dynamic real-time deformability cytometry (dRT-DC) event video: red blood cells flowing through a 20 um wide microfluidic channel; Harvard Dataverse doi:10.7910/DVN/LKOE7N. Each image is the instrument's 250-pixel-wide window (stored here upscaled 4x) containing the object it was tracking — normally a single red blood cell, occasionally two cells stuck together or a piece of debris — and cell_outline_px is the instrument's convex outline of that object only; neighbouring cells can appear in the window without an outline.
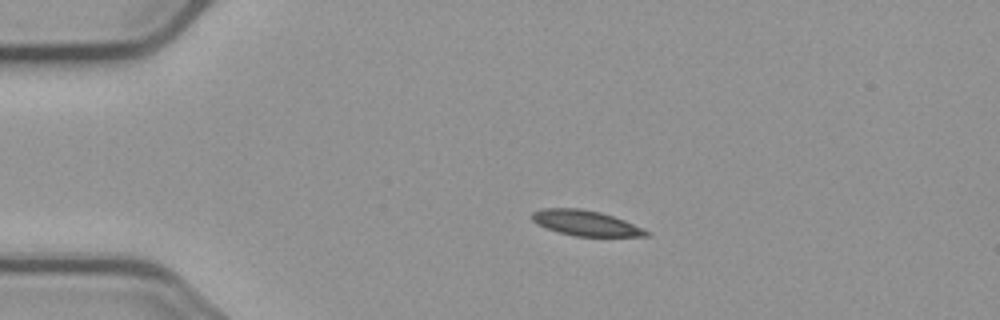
{"species": "common noctule bat (a hibernating species)", "species_latin": "Nyctalus noctula", "temperature_condition": "cold", "stored_images_in_passage": 8, "camera_frame_rate_fps": 3000, "um_per_image_px": 0.085, "animal": {"sex": "male", "body_mass_g": 23.1, "forearm_length_mm": 52.7}, "frame": {"image": 1, "passage_image": 3, "time_ms": 2.667, "image_size_px": [1000, 320], "cell_outline_px": [[652, 236], [572, 236], [544, 228], [536, 224], [532, 220], [532, 212], [540, 208], [580, 208], [600, 212], [624, 220], [652, 232]], "centroid_in_image_um": [49.76, 18.96], "position_along_channel_um": 35.2, "area_um2": 17.05}}
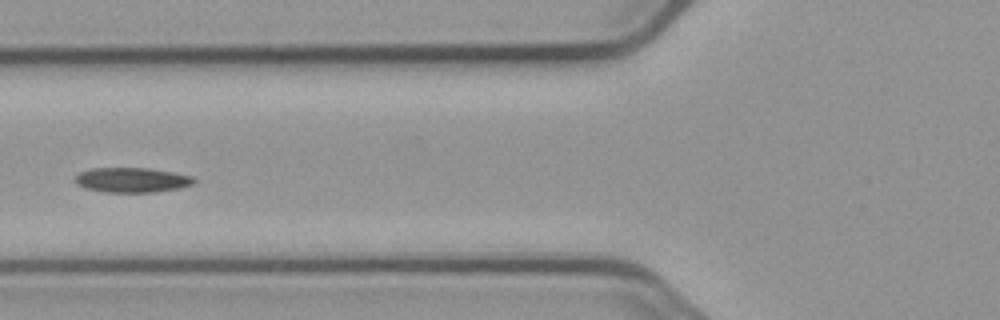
{"frame": {"image": 2, "passage_image": 5, "time_ms": 6.0, "image_size_px": [1000, 320], "cell_outline_px": [[196, 180], [192, 184], [180, 188], [156, 192], [104, 192], [84, 188], [76, 184], [76, 176], [80, 172], [92, 168], [148, 168], [196, 176]], "centroid_in_image_um": [11.24, 15.3], "position_along_channel_um": 114.6, "area_um2": 17.28}}
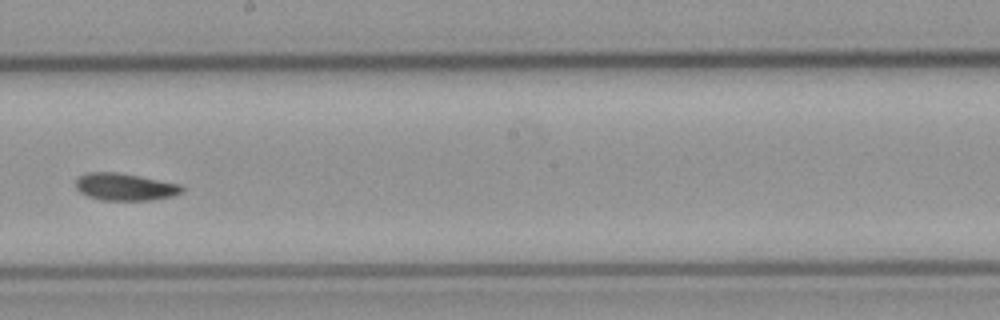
{"frame": {"image": 3, "passage_image": 8, "time_ms": 9.333, "image_size_px": [1000, 320], "cell_outline_px": [[184, 192], [172, 196], [152, 200], [100, 200], [88, 196], [80, 192], [76, 188], [76, 180], [80, 176], [88, 172], [116, 172], [140, 176], [180, 184], [184, 188]], "centroid_in_image_um": [10.64, 15.89], "position_along_channel_um": 237.6, "area_um2": 16.88}}